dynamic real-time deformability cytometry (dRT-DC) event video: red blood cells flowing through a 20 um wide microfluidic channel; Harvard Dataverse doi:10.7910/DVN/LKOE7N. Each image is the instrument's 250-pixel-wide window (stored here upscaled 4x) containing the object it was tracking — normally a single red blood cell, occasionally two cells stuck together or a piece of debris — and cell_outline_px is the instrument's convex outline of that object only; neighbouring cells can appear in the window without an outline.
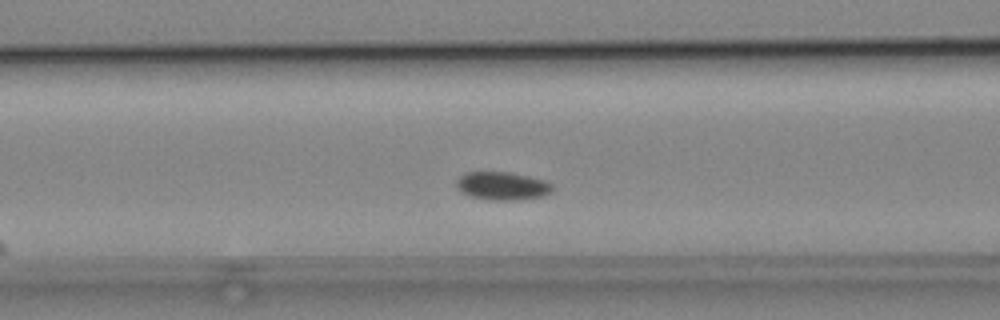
{"species": "common noctule bat (a hibernating species)", "species_latin": "Nyctalus noctula", "temperature_condition": "cold", "stored_images_in_passage": 37, "camera_frame_rate_fps": 3000, "um_per_image_px": 0.085, "animal": {"sex": "male", "body_mass_g": 19.2, "forearm_length_mm": 51.8}, "frame": {"image": 1, "passage_image": 16, "time_ms": 5.0, "image_size_px": [1000, 320], "cell_outline_px": [[552, 192], [544, 196], [520, 200], [488, 200], [472, 196], [456, 188], [456, 180], [464, 172], [512, 172], [544, 180], [552, 184]], "centroid_in_image_um": [42.71, 15.8], "position_along_channel_um": 123.9, "area_um2": 15.84}}